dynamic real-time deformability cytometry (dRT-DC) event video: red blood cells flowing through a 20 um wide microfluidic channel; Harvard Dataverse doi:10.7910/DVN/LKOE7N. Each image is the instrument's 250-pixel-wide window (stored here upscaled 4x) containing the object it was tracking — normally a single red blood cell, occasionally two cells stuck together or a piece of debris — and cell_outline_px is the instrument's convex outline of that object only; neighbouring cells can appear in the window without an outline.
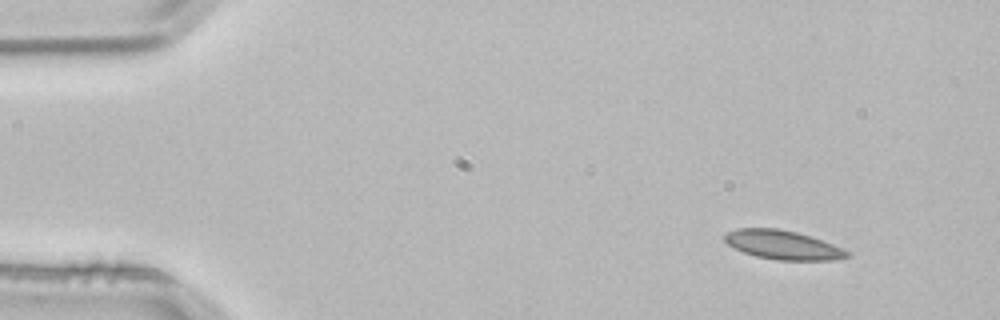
{"species": "common noctule bat (a hibernating species)", "species_latin": "Nyctalus noctula", "temperature_condition": "room temperature", "stored_images_in_passage": 3, "camera_frame_rate_fps": 3000, "um_per_image_px": 0.085, "animal": {"sex": "male", "body_mass_g": 21.5, "forearm_length_mm": 52.0}, "frame": {"image": 1, "passage_image": 1, "time_ms": 0.0, "image_size_px": [1000, 320], "cell_outline_px": [[852, 256], [832, 260], [776, 260], [756, 256], [744, 252], [728, 244], [724, 240], [724, 236], [728, 232], [736, 228], [776, 228], [796, 232], [812, 236], [844, 248], [852, 252]], "centroid_in_image_um": [66.61, 20.82], "position_along_channel_um": 18.4, "area_um2": 20.81}}
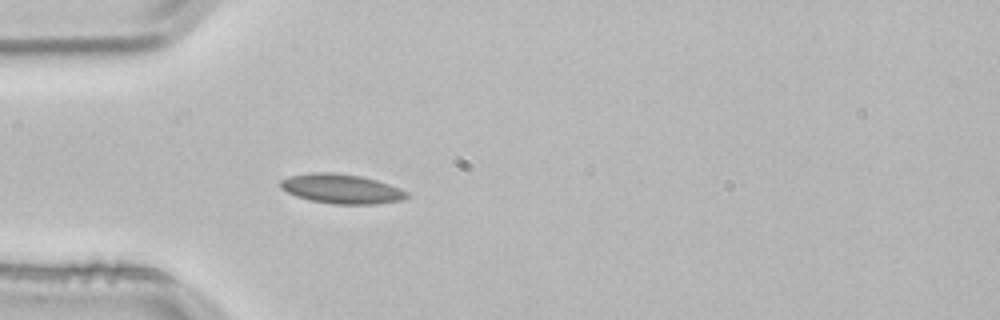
{"frame": {"image": 2, "passage_image": 3, "time_ms": 0.667, "image_size_px": [1000, 320], "cell_outline_px": [[408, 196], [400, 200], [376, 204], [332, 204], [308, 200], [296, 196], [280, 188], [280, 180], [292, 176], [312, 172], [332, 172], [360, 176], [376, 180], [400, 188], [408, 192]], "centroid_in_image_um": [29.0, 16.05], "position_along_channel_um": 56.0, "area_um2": 21.62}}